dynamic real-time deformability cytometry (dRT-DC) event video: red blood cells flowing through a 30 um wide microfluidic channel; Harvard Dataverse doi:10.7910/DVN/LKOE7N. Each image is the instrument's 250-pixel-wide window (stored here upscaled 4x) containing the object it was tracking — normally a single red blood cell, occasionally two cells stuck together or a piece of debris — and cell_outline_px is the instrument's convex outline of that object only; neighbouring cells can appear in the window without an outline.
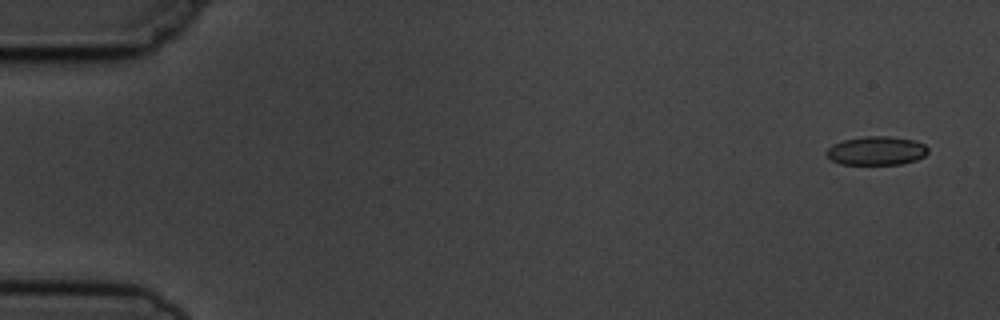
{"species": "common noctule bat (a hibernating species)", "species_latin": "Nyctalus noctula", "temperature_condition": "cold", "stored_images_in_passage": 5, "camera_frame_rate_fps": 3000, "um_per_image_px": 0.085, "animal": {"sex": "male", "body_mass_g": 19.5, "forearm_length_mm": 54.6}, "frame": {"image": 1, "passage_image": 1, "time_ms": 0.0, "image_size_px": [1000, 320], "cell_outline_px": [[928, 152], [924, 156], [916, 160], [900, 164], [840, 164], [832, 160], [824, 152], [832, 144], [844, 140], [864, 136], [888, 136], [912, 140], [924, 144], [928, 148]], "centroid_in_image_um": [74.48, 12.81], "position_along_channel_um": 10.5, "area_um2": 16.94}}
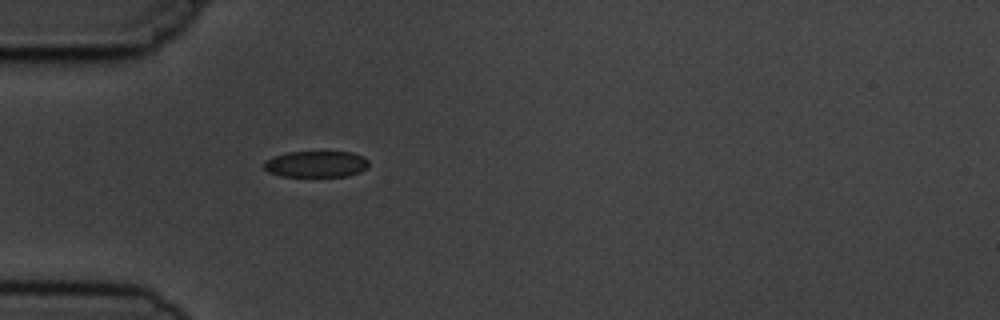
{"frame": {"image": 2, "passage_image": 5, "time_ms": 4.667, "image_size_px": [1000, 320], "cell_outline_px": [[368, 168], [360, 172], [348, 176], [280, 176], [268, 172], [264, 168], [264, 160], [272, 156], [288, 152], [352, 152], [364, 156], [368, 160]], "centroid_in_image_um": [26.87, 13.94], "position_along_channel_um": 58.1, "area_um2": 16.24}}